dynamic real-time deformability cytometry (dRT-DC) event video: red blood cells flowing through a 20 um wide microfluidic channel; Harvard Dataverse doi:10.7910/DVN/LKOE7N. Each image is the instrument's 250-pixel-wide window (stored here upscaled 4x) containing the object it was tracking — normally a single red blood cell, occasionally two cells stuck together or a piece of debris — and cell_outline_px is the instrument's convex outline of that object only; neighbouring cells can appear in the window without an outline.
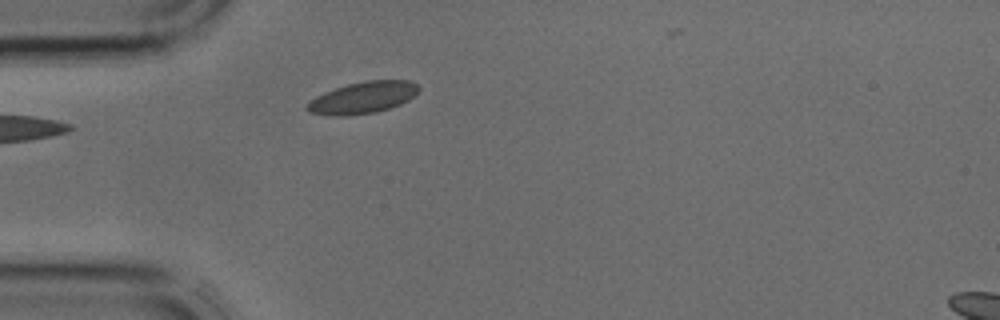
{"species": "common noctule bat (a hibernating species)", "species_latin": "Nyctalus noctula", "temperature_condition": "cold", "stored_images_in_passage": 2, "segment_of_instrument_passage": [1, 2], "camera_frame_rate_fps": 3000, "um_per_image_px": 0.085, "animal": {"sex": "male", "body_mass_g": 17.9, "forearm_length_mm": 54.2}, "frame": {"image": 1, "passage_image": 1, "time_ms": 0.0, "image_size_px": [1000, 320], "cell_outline_px": [[420, 88], [408, 100], [400, 104], [376, 112], [348, 116], [332, 116], [308, 112], [304, 108], [308, 100], [324, 92], [348, 84], [364, 80], [408, 80], [416, 84]], "centroid_in_image_um": [30.77, 8.3], "position_along_channel_um": 54.2, "area_um2": 20.69}}